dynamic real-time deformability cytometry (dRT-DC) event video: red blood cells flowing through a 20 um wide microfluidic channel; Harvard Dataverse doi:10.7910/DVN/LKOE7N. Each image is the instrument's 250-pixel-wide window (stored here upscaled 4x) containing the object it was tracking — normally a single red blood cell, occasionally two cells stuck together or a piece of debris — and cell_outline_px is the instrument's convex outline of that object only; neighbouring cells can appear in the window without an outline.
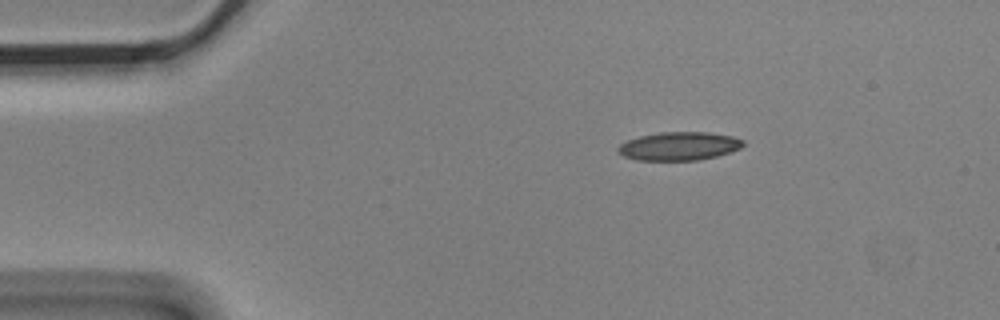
{"species": "Egyptian fruit bat (a non-hibernating species)", "species_latin": "Rousettus aegyptiacus", "temperature_condition": "cold", "stored_images_in_passage": 2, "camera_frame_rate_fps": 3000, "um_per_image_px": 0.085, "animal": {"sex": "male"}, "frame": {"image": 1, "passage_image": 1, "time_ms": 0.0, "image_size_px": [1000, 320], "cell_outline_px": [[744, 144], [740, 148], [716, 156], [700, 160], [636, 160], [624, 156], [616, 152], [616, 148], [620, 144], [628, 140], [640, 136], [660, 132], [708, 132], [732, 136], [744, 140]], "centroid_in_image_um": [57.69, 12.42], "position_along_channel_um": 27.3, "area_um2": 20.69}}